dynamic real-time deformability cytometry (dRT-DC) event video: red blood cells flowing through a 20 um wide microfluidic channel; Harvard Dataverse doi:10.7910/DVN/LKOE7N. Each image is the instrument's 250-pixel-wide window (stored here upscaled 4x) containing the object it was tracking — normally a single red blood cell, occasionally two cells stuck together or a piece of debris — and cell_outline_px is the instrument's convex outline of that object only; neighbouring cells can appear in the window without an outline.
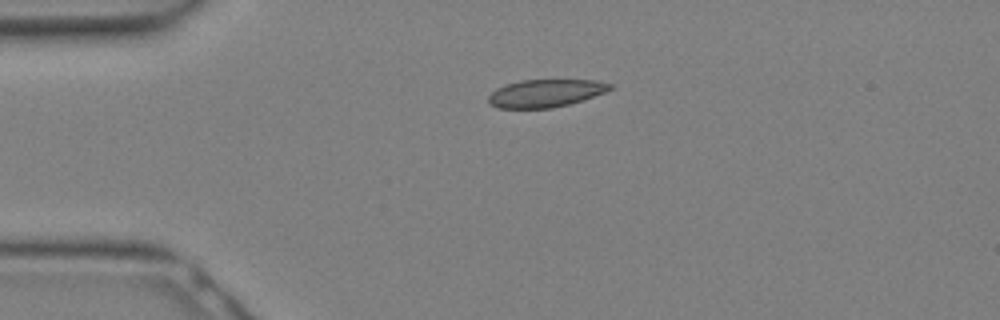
{"species": "Egyptian fruit bat (a non-hibernating species)", "species_latin": "Rousettus aegyptiacus", "temperature_condition": "warm", "stored_images_in_passage": 5, "camera_frame_rate_fps": 3000, "um_per_image_px": 0.085, "animal": {"sex": "female"}, "frame": {"image": 1, "passage_image": 1, "time_ms": 0.0, "image_size_px": [1000, 320], "cell_outline_px": [[612, 88], [604, 92], [568, 104], [552, 108], [500, 108], [488, 104], [488, 96], [496, 88], [520, 80], [596, 80], [612, 84]], "centroid_in_image_um": [46.33, 7.92], "position_along_channel_um": 38.7, "area_um2": 19.42}}
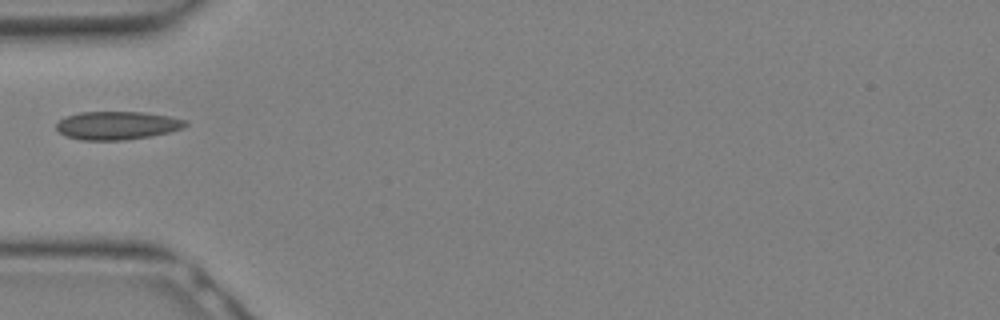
{"frame": {"image": 2, "passage_image": 4, "time_ms": 1.0, "image_size_px": [1000, 320], "cell_outline_px": [[188, 124], [184, 128], [152, 136], [124, 140], [80, 140], [68, 136], [60, 132], [56, 128], [56, 124], [60, 120], [68, 116], [80, 112], [140, 112], [168, 116], [188, 120]], "centroid_in_image_um": [9.99, 10.66], "position_along_channel_um": 75.0, "area_um2": 21.15}}